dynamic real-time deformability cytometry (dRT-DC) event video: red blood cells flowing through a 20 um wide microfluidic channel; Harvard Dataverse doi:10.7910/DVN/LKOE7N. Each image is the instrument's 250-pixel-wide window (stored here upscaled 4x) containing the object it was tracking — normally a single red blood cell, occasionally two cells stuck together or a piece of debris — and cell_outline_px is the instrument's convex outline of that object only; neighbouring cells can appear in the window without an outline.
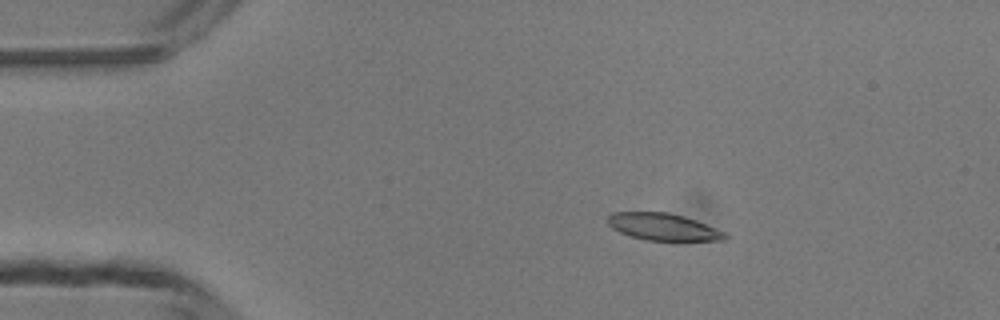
{"species": "common noctule bat (a hibernating species)", "species_latin": "Nyctalus noctula", "temperature_condition": "room temperature", "stored_images_in_passage": 5, "camera_frame_rate_fps": 3000, "um_per_image_px": 0.085, "animal": {"sex": "male", "body_mass_g": 13.3}, "frame": {"image": 1, "passage_image": 3, "time_ms": 2.333, "image_size_px": [1000, 320], "cell_outline_px": [[728, 236], [724, 240], [644, 240], [620, 232], [612, 228], [604, 220], [612, 212], [668, 212], [684, 216], [696, 220], [724, 232]], "centroid_in_image_um": [56.31, 19.27], "position_along_channel_um": 28.7, "area_um2": 18.38}}
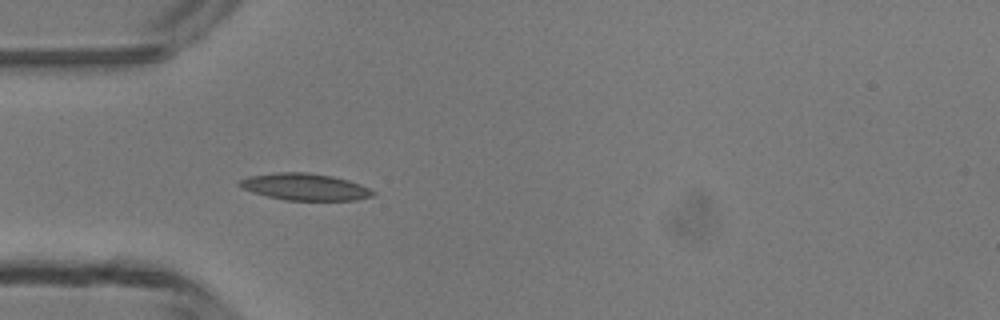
{"frame": {"image": 2, "passage_image": 5, "time_ms": 4.333, "image_size_px": [1000, 320], "cell_outline_px": [[376, 192], [372, 196], [356, 200], [284, 200], [252, 192], [236, 184], [240, 180], [248, 176], [276, 172], [308, 172], [332, 176], [348, 180], [360, 184]], "centroid_in_image_um": [25.9, 15.87], "position_along_channel_um": 59.1, "area_um2": 20.81}}